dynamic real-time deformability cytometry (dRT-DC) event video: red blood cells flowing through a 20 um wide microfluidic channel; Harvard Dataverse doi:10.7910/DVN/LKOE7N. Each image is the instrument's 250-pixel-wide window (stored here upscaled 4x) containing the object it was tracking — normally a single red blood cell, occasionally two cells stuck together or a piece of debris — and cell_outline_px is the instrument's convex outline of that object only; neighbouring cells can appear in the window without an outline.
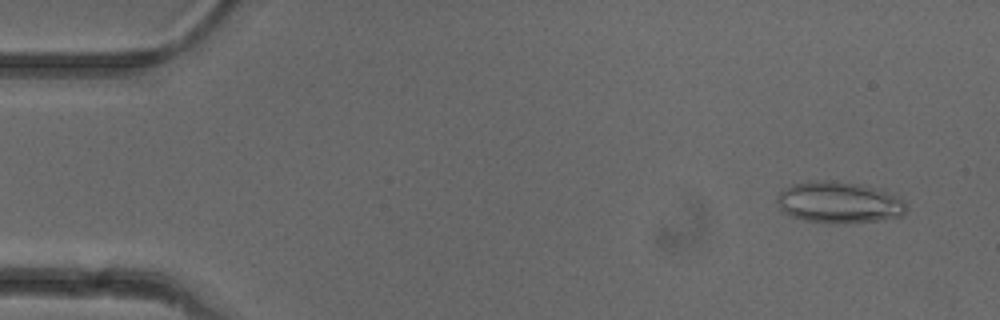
{"species": "common noctule bat (a hibernating species)", "species_latin": "Nyctalus noctula", "temperature_condition": "cold", "stored_images_in_passage": 52, "camera_frame_rate_fps": 3000, "um_per_image_px": 0.085, "animal": {"sex": "female"}, "frame": {"image": 1, "passage_image": 4, "time_ms": 1.0, "image_size_px": [1000, 320], "cell_outline_px": [[908, 208], [900, 216], [876, 220], [836, 224], [832, 224], [804, 220], [780, 212], [776, 200], [776, 196], [780, 192], [792, 184], [812, 180], [828, 180], [856, 184], [872, 188], [892, 196], [900, 200]], "centroid_in_image_um": [71.18, 17.22], "position_along_channel_um": 13.8, "area_um2": 30.69}}
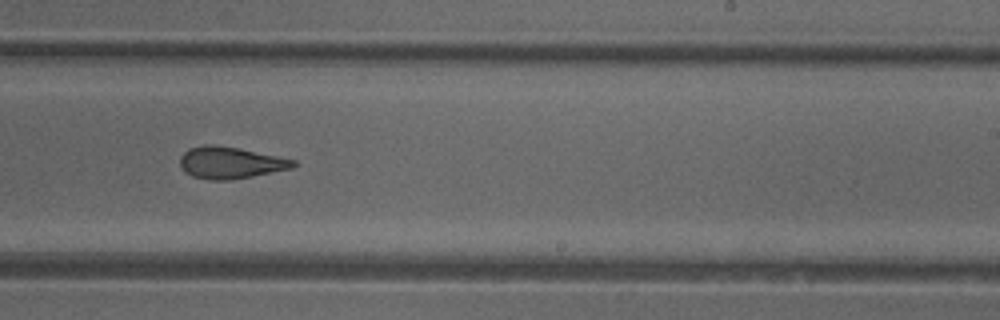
{"frame": {"image": 2, "passage_image": 32, "time_ms": 10.333, "image_size_px": [1000, 320], "cell_outline_px": [[296, 164], [292, 168], [252, 176], [228, 180], [208, 180], [192, 176], [184, 172], [180, 164], [180, 156], [188, 148], [204, 144], [216, 144], [296, 160]], "centroid_in_image_um": [19.52, 13.83], "position_along_channel_um": 269.5, "area_um2": 20.87}}
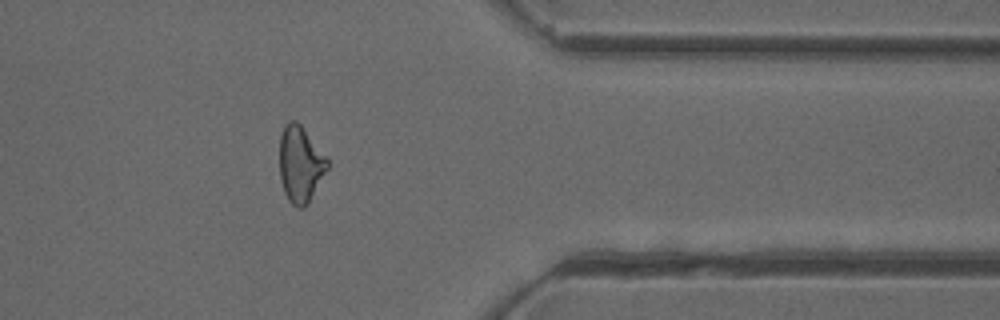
{"frame": {"image": 3, "passage_image": 42, "time_ms": 13.667, "image_size_px": [1000, 320], "cell_outline_px": [[328, 168], [308, 204], [304, 208], [296, 208], [288, 200], [284, 192], [280, 180], [280, 136], [284, 124], [288, 120], [296, 120], [300, 124], [328, 160]], "centroid_in_image_um": [25.51, 13.98], "position_along_channel_um": 385.9, "area_um2": 21.21}, "authors_computed_cell_mechanics": {"area_um2": 22.253, "velocity_mm_per_s": 3.972, "shape_relaxation_time_tau1_ms": null, "shape_relaxation_time_tau2_ms": 2.2629, "deformation_change_tau1": null, "deformation_change_tau2": 0.107}}